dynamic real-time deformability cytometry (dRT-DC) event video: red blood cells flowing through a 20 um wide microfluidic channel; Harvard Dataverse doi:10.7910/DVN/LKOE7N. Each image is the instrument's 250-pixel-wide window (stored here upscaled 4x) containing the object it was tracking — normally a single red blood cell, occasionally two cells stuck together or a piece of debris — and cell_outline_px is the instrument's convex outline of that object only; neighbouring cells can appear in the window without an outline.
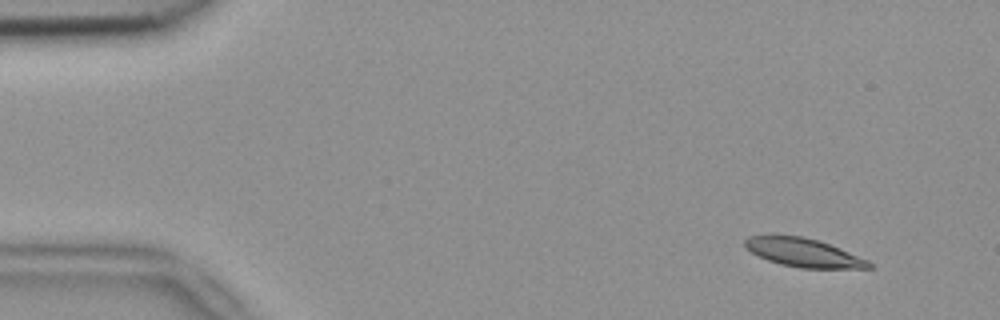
{"species": "common noctule bat (a hibernating species)", "species_latin": "Nyctalus noctula", "temperature_condition": "room temperature", "stored_images_in_passage": 6, "camera_frame_rate_fps": 3000, "um_per_image_px": 0.085, "animal": {"sex": "female", "body_mass_g": 18.4}, "frame": {"image": 1, "passage_image": 2, "time_ms": 0.333, "image_size_px": [1000, 320], "cell_outline_px": [[872, 268], [800, 268], [780, 264], [768, 260], [752, 252], [744, 244], [744, 240], [748, 236], [804, 236], [828, 244], [868, 260], [872, 264]], "centroid_in_image_um": [68.3, 21.48], "position_along_channel_um": 16.7, "area_um2": 20.11}}